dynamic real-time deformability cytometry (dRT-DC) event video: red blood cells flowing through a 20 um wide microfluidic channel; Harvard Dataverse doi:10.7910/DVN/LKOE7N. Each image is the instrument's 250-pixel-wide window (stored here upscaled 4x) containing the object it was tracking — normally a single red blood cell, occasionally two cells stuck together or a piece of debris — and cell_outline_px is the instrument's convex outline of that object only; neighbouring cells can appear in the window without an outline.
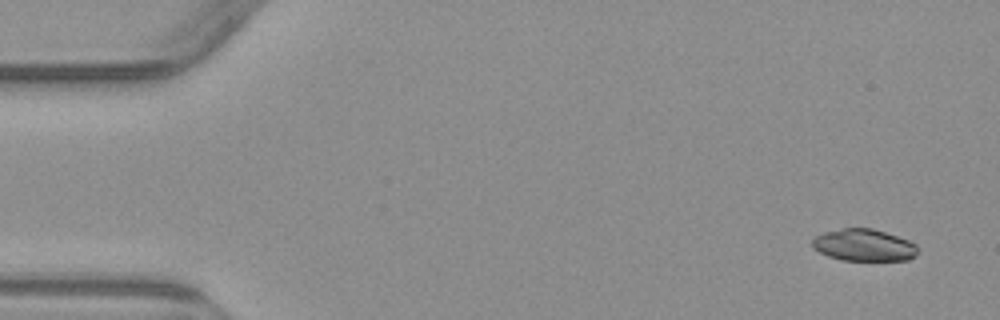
{"species": "common noctule bat (a hibernating species)", "species_latin": "Nyctalus noctula", "temperature_condition": "warm", "stored_images_in_passage": 4, "camera_frame_rate_fps": 3000, "um_per_image_px": 0.085, "animal": {"sex": "male", "body_mass_g": 23.1, "forearm_length_mm": 52.7}, "frame": {"image": 1, "passage_image": 1, "time_ms": 0.0, "image_size_px": [1000, 320], "cell_outline_px": [[916, 256], [908, 260], [840, 260], [828, 256], [812, 248], [812, 240], [816, 236], [824, 232], [844, 228], [872, 228], [908, 240], [916, 244]], "centroid_in_image_um": [73.41, 20.84], "position_along_channel_um": 11.6, "area_um2": 19.54}}
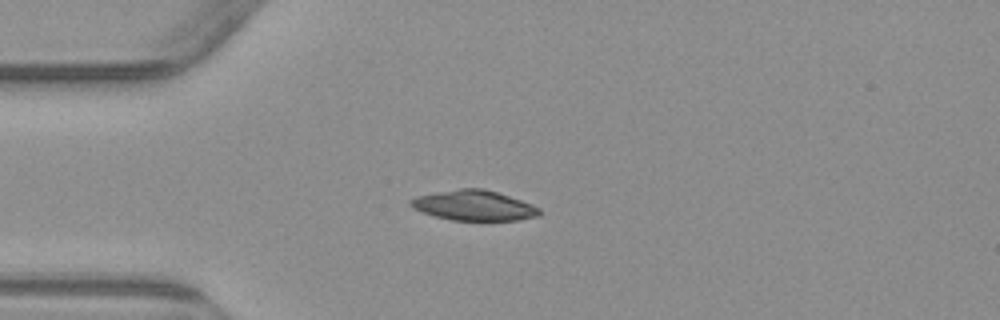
{"frame": {"image": 2, "passage_image": 4, "time_ms": 3.667, "image_size_px": [1000, 320], "cell_outline_px": [[540, 216], [520, 220], [452, 220], [436, 216], [412, 208], [408, 204], [408, 200], [416, 196], [436, 192], [460, 188], [484, 188], [532, 204], [540, 208]], "centroid_in_image_um": [40.28, 17.46], "position_along_channel_um": 44.7, "area_um2": 22.6}}